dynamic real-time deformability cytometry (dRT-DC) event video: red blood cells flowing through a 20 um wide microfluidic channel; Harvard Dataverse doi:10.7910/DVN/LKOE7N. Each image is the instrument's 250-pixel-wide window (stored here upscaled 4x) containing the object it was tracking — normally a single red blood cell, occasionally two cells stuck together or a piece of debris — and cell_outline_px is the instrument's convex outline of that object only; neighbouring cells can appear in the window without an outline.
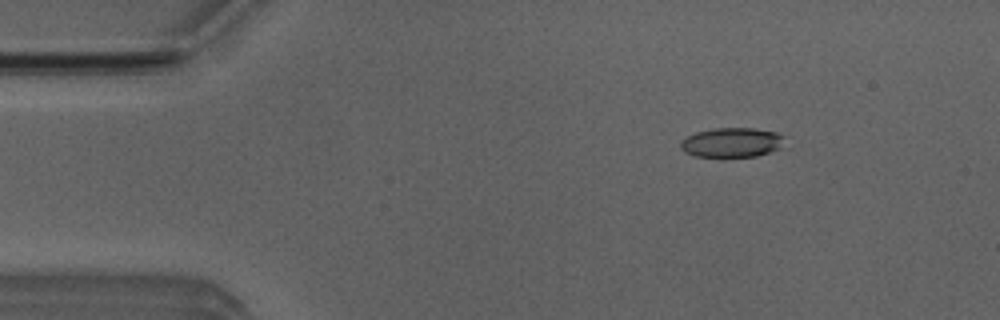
{"species": "Egyptian fruit bat (a non-hibernating species)", "species_latin": "Rousettus aegyptiacus", "temperature_condition": "room temperature", "stored_images_in_passage": 51, "camera_frame_rate_fps": 3000, "um_per_image_px": 0.085, "animal": {"sex": "male"}, "frame": {"image": 1, "passage_image": 7, "time_ms": 2.0, "image_size_px": [1000, 320], "cell_outline_px": [[784, 136], [780, 148], [756, 156], [696, 156], [684, 152], [680, 148], [680, 140], [696, 132], [716, 128], [752, 128], [776, 132]], "centroid_in_image_um": [62.17, 12.1], "position_along_channel_um": 22.8, "area_um2": 17.69}}
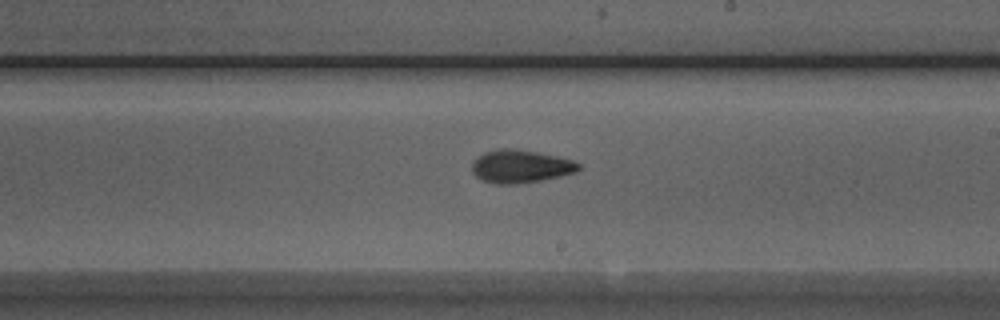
{"frame": {"image": 2, "passage_image": 29, "time_ms": 9.333, "image_size_px": [1000, 320], "cell_outline_px": [[580, 168], [576, 172], [560, 176], [540, 180], [516, 184], [496, 184], [484, 180], [476, 176], [472, 172], [472, 160], [484, 152], [500, 148], [508, 148], [536, 152], [556, 156], [572, 160], [580, 164]], "centroid_in_image_um": [44.22, 14.14], "position_along_channel_um": 244.8, "area_um2": 20.35}}
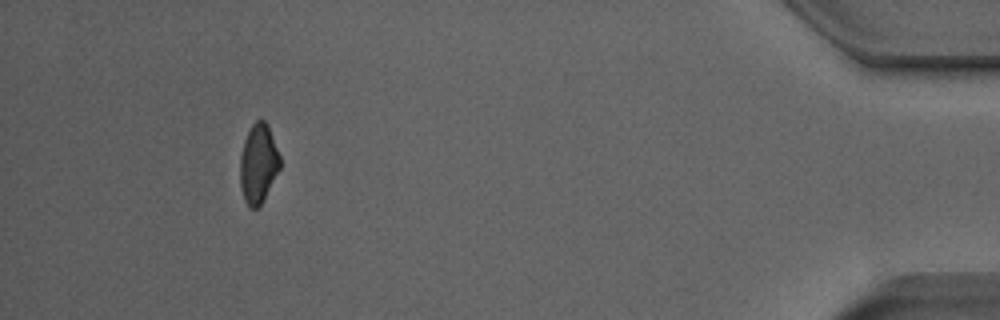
{"frame": {"image": 3, "passage_image": 47, "time_ms": 15.333, "image_size_px": [1000, 320], "cell_outline_px": [[280, 168], [264, 200], [256, 208], [248, 208], [244, 200], [240, 188], [240, 156], [244, 140], [252, 124], [256, 120], [264, 120], [268, 124], [280, 156]], "centroid_in_image_um": [21.95, 13.93], "position_along_channel_um": 413.3, "area_um2": 18.55}, "authors_computed_cell_mechanics": {"area_um2": 19.2474, "velocity_mm_per_s": 3.9815, "shape_relaxation_time_tau1_ms": 4.734, "shape_relaxation_time_tau2_ms": 5.1887, "deformation_change_tau1": 0.1383, "deformation_change_tau2": 0.1286}}